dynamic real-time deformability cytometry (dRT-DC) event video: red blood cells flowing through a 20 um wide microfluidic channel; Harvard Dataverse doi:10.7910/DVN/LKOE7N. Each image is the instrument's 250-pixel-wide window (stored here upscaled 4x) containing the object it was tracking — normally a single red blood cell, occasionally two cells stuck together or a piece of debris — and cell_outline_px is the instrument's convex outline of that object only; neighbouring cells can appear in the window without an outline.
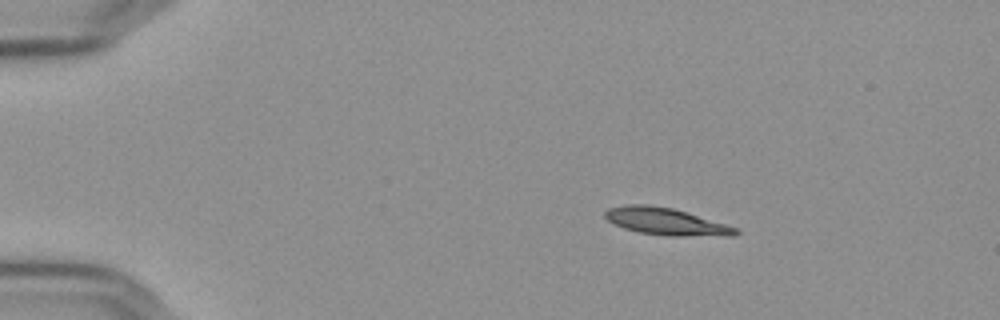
{"species": "Egyptian fruit bat (a non-hibernating species)", "species_latin": "Rousettus aegyptiacus", "temperature_condition": "cold", "stored_images_in_passage": 4, "camera_frame_rate_fps": 3000, "um_per_image_px": 0.085, "frame": {"image": 1, "passage_image": 2, "time_ms": 0.333, "image_size_px": [1000, 320], "cell_outline_px": [[740, 232], [736, 236], [668, 236], [640, 232], [624, 228], [608, 220], [604, 216], [604, 212], [608, 208], [624, 204], [648, 204], [672, 208], [740, 228]], "centroid_in_image_um": [56.65, 18.83], "position_along_channel_um": 28.4, "area_um2": 20.75}}
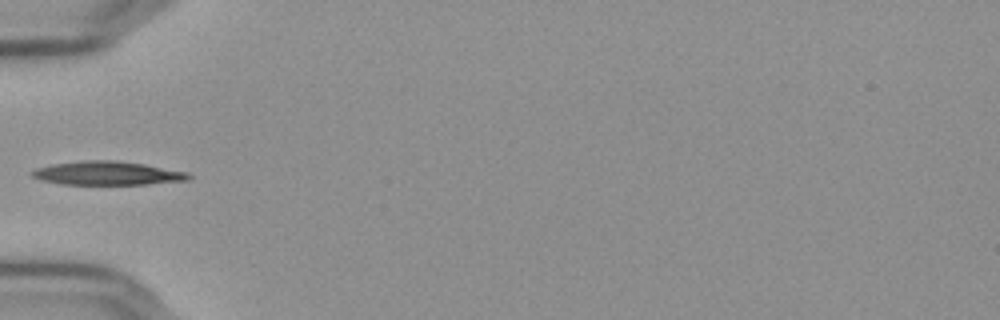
{"frame": {"image": 2, "passage_image": 4, "time_ms": 1.0, "image_size_px": [1000, 320], "cell_outline_px": [[192, 180], [148, 184], [60, 184], [40, 180], [32, 176], [28, 172], [36, 168], [52, 164], [80, 160], [116, 160], [144, 164], [188, 172], [192, 176]], "centroid_in_image_um": [9.12, 14.72], "position_along_channel_um": 75.9, "area_um2": 21.85}}